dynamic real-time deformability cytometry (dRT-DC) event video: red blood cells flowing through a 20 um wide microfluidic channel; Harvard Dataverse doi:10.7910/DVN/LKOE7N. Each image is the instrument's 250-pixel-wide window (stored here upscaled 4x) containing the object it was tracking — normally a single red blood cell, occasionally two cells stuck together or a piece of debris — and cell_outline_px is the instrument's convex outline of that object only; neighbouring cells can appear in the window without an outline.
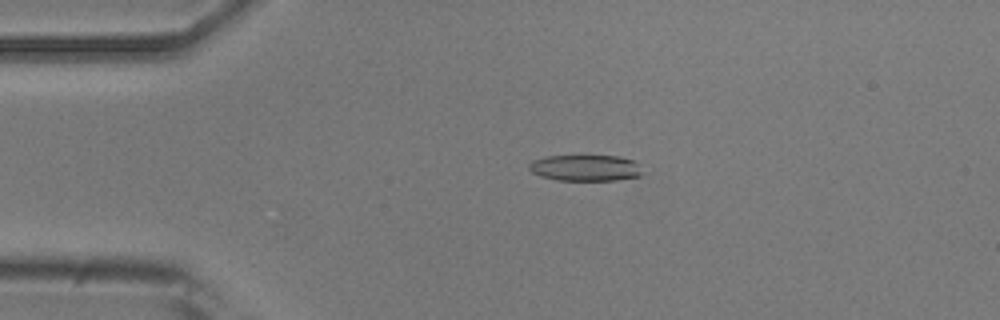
{"species": "common noctule bat (a hibernating species)", "species_latin": "Nyctalus noctula", "temperature_condition": "room temperature", "stored_images_in_passage": 4, "camera_frame_rate_fps": 3000, "um_per_image_px": 0.085, "animal": {"sex": "male", "body_mass_g": 20.5, "forearm_length_mm": 52.5}, "frame": {"image": 1, "passage_image": 3, "time_ms": 2.333, "image_size_px": [1000, 320], "cell_outline_px": [[640, 176], [616, 180], [556, 180], [540, 176], [532, 172], [528, 168], [528, 164], [532, 160], [544, 156], [620, 156], [632, 160], [636, 164], [640, 172]], "centroid_in_image_um": [49.68, 14.27], "position_along_channel_um": 35.3, "area_um2": 17.17}}